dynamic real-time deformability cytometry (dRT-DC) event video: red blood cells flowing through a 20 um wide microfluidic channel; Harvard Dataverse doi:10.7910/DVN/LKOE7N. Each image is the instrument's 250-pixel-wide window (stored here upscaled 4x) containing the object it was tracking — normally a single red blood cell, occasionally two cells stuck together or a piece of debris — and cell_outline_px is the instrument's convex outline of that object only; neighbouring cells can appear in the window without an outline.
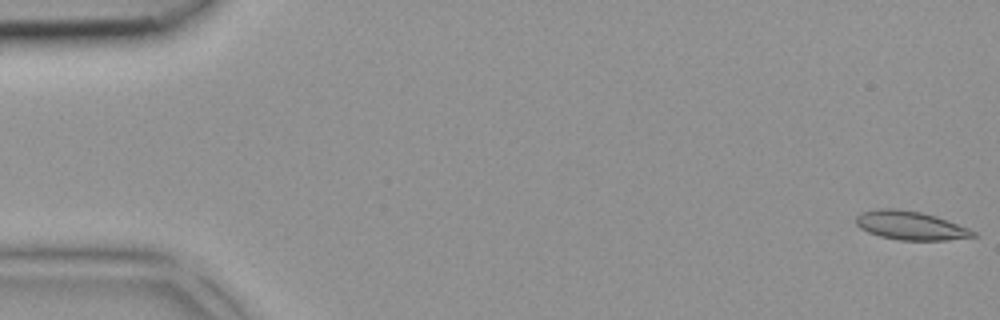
{"species": "common noctule bat (a hibernating species)", "species_latin": "Nyctalus noctula", "temperature_condition": "room temperature", "stored_images_in_passage": 44, "camera_frame_rate_fps": 3000, "um_per_image_px": 0.085, "animal": {"sex": "female", "body_mass_g": 18.4}, "frame": {"image": 1, "passage_image": 1, "time_ms": 0.0, "image_size_px": [1000, 320], "cell_outline_px": [[976, 236], [948, 240], [900, 240], [880, 236], [868, 232], [860, 228], [856, 224], [856, 216], [860, 212], [880, 208], [896, 208], [920, 212], [936, 216], [968, 228], [976, 232]], "centroid_in_image_um": [77.36, 19.16], "position_along_channel_um": 7.6, "area_um2": 19.54}}
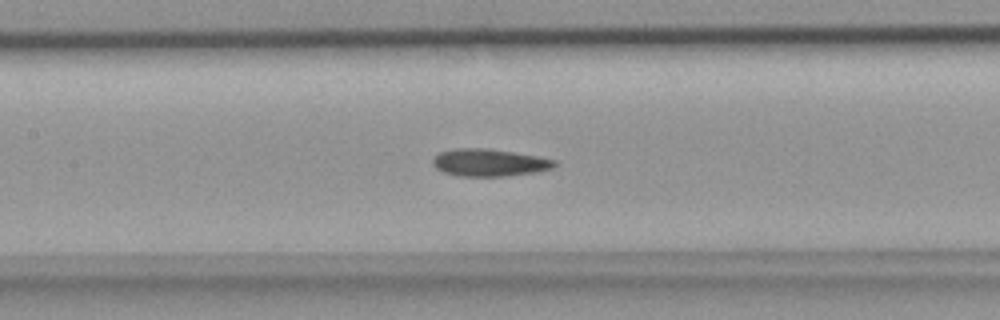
{"frame": {"image": 2, "passage_image": 20, "time_ms": 6.333, "image_size_px": [1000, 320], "cell_outline_px": [[556, 164], [552, 168], [532, 172], [504, 176], [460, 176], [444, 172], [436, 168], [432, 164], [432, 160], [440, 152], [456, 148], [488, 148], [536, 156], [556, 160]], "centroid_in_image_um": [41.55, 13.81], "position_along_channel_um": 165.8, "area_um2": 19.13}}
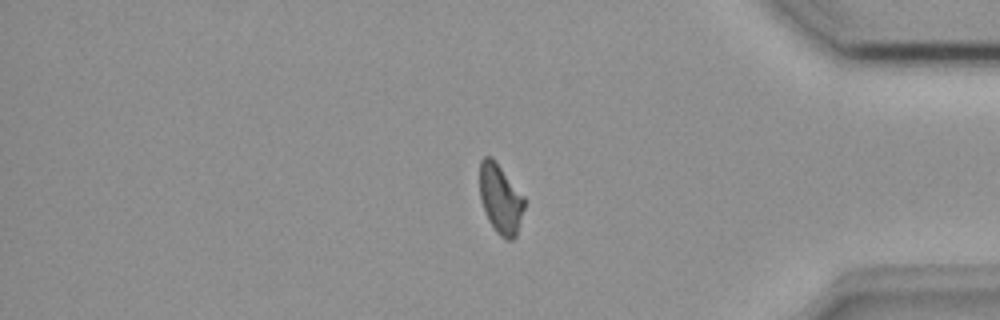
{"frame": {"image": 3, "passage_image": 36, "time_ms": 11.667, "image_size_px": [1000, 320], "cell_outline_px": [[524, 208], [516, 236], [512, 240], [508, 240], [500, 236], [496, 232], [484, 208], [480, 196], [480, 160], [484, 156], [492, 156], [524, 196]], "centroid_in_image_um": [42.55, 16.88], "position_along_channel_um": 392.7, "area_um2": 17.8}}